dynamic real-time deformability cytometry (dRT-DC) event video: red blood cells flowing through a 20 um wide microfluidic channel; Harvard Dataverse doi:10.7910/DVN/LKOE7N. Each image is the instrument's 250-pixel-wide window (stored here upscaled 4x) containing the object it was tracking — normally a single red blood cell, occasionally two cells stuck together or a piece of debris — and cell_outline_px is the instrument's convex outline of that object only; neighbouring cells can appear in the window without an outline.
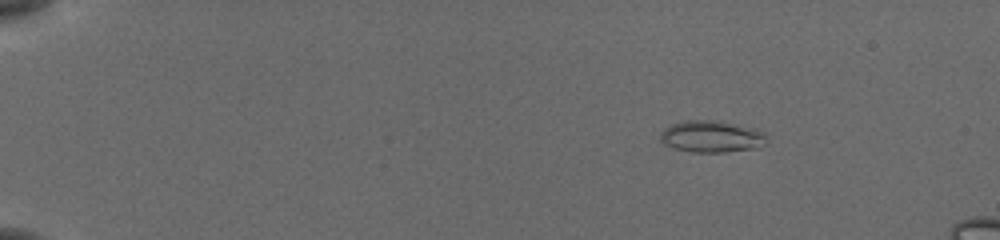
{"species": "common noctule bat (a hibernating species)", "species_latin": "Nyctalus noctula", "temperature_condition": "cold", "stored_images_in_passage": 51, "camera_frame_rate_fps": 3000, "um_per_image_px": 0.085, "animal": {"sex": "female", "body_mass_g": 19.5, "forearm_length_mm": 54.1}, "frame": {"image": 1, "passage_image": 4, "time_ms": 1.0, "image_size_px": [1000, 240], "cell_outline_px": [[768, 144], [760, 148], [724, 152], [692, 152], [676, 148], [664, 144], [660, 140], [660, 132], [664, 128], [672, 124], [684, 120], [716, 120], [752, 128], [764, 132]], "centroid_in_image_um": [60.5, 11.61], "position_along_channel_um": 24.5, "area_um2": 19.83}}
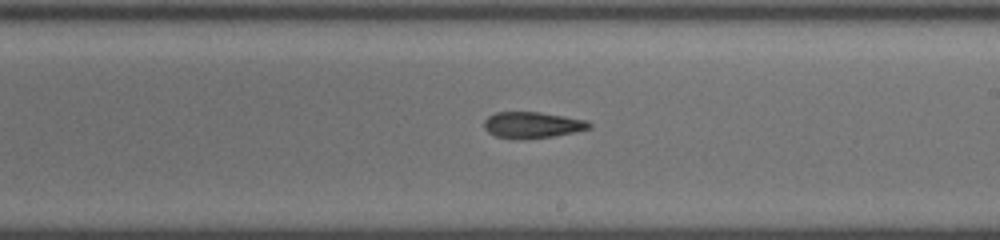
{"frame": {"image": 2, "passage_image": 30, "time_ms": 9.667, "image_size_px": [1000, 240], "cell_outline_px": [[592, 128], [552, 136], [512, 140], [496, 136], [488, 132], [484, 128], [484, 120], [488, 116], [496, 112], [536, 112], [564, 116], [588, 120], [592, 124]], "centroid_in_image_um": [45.23, 10.62], "position_along_channel_um": 243.8, "area_um2": 16.07}}
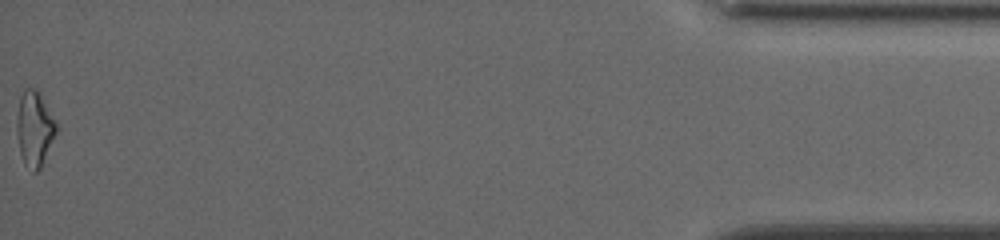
{"frame": {"image": 3, "passage_image": 51, "time_ms": 16.667, "image_size_px": [1000, 240], "cell_outline_px": [[60, 128], [40, 168], [36, 172], [32, 172], [24, 164], [20, 152], [16, 128], [16, 120], [20, 96], [24, 88], [36, 88], [40, 92], [56, 120]], "centroid_in_image_um": [2.96, 10.91], "position_along_channel_um": 432.2, "area_um2": 17.74}, "authors_computed_cell_mechanics": {"area_um2": 16.762, "velocity_mm_per_s": 3.8562, "shape_relaxation_time_tau1_ms": 5.9534, "shape_relaxation_time_tau2_ms": 5.9794, "deformation_change_tau1": 0.1723, "deformation_change_tau2": 0.1521}}